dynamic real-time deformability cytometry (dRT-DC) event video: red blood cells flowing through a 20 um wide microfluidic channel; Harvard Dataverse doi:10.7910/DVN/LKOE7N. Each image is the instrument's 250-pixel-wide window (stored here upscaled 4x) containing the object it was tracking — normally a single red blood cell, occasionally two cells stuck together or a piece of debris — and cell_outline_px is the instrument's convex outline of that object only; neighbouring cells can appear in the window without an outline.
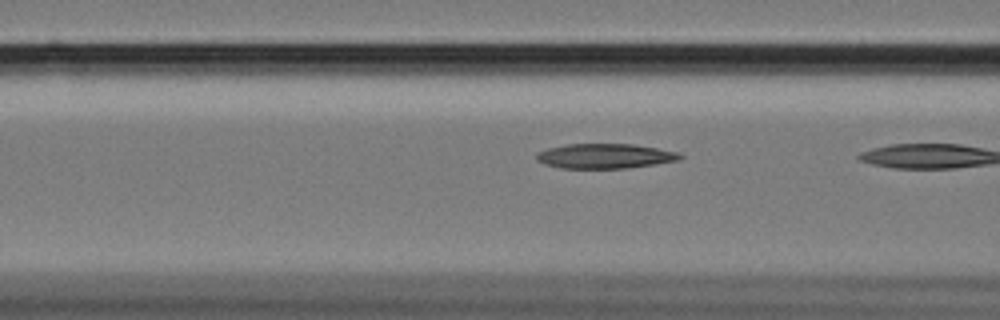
{"species": "Egyptian fruit bat (a non-hibernating species)", "species_latin": "Rousettus aegyptiacus", "temperature_condition": "cold", "stored_images_in_passage": 6, "camera_frame_rate_fps": 3000, "um_per_image_px": 0.085, "animal": {"sex": "female"}, "frame": {"image": 1, "passage_image": 5, "time_ms": 1.333, "image_size_px": [1000, 320], "cell_outline_px": [[684, 156], [680, 160], [656, 164], [624, 168], [560, 168], [544, 164], [536, 160], [536, 152], [548, 148], [568, 144], [632, 144], [680, 152]], "centroid_in_image_um": [51.42, 13.26], "position_along_channel_um": 115.2, "area_um2": 20.81}}